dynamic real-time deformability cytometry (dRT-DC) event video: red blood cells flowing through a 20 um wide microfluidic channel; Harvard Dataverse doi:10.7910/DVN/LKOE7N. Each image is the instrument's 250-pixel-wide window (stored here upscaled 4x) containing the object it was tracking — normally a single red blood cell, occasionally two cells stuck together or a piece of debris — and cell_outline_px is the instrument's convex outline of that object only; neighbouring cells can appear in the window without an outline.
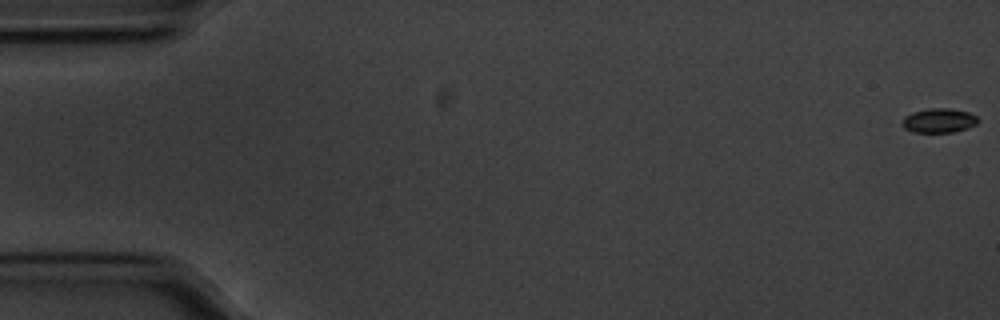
{"species": "common noctule bat (a hibernating species)", "species_latin": "Nyctalus noctula", "temperature_condition": "cold", "stored_images_in_passage": 57, "camera_frame_rate_fps": 3000, "um_per_image_px": 0.085, "animal": {"sex": "male", "body_mass_g": 20.1, "forearm_length_mm": 53.5}, "frame": {"image": 1, "passage_image": 1, "time_ms": 0.0, "image_size_px": [1000, 320], "cell_outline_px": [[980, 120], [976, 124], [968, 128], [952, 132], [912, 132], [904, 128], [900, 124], [904, 116], [912, 112], [928, 108], [948, 108], [968, 112], [976, 116]], "centroid_in_image_um": [79.78, 10.24], "position_along_channel_um": 5.2, "area_um2": 10.87}}
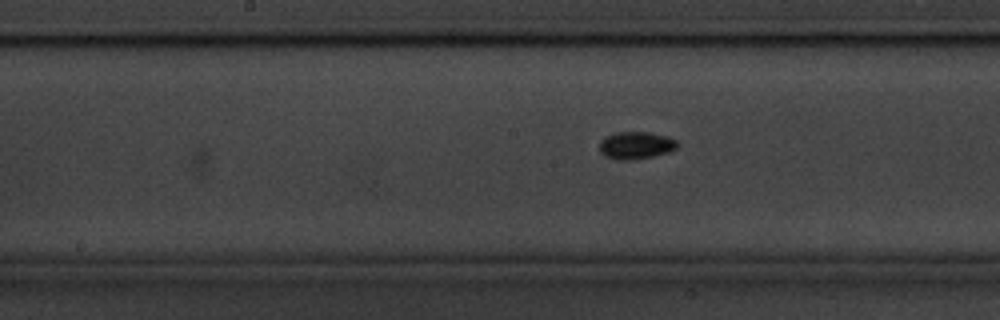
{"frame": {"image": 2, "passage_image": 29, "time_ms": 9.333, "image_size_px": [1000, 320], "cell_outline_px": [[676, 148], [668, 152], [652, 156], [632, 160], [620, 160], [604, 156], [600, 152], [600, 140], [604, 136], [612, 132], [648, 132], [668, 136], [676, 140]], "centroid_in_image_um": [54.0, 12.34], "position_along_channel_um": 194.2, "area_um2": 12.48}}
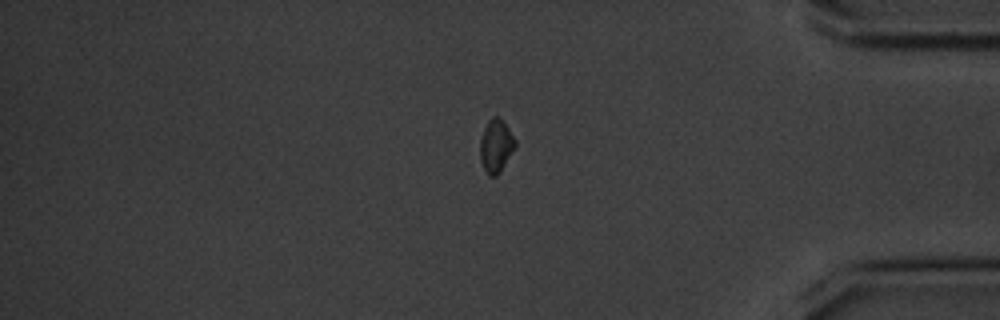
{"frame": {"image": 3, "passage_image": 48, "time_ms": 15.667, "image_size_px": [1000, 320], "cell_outline_px": [[516, 144], [500, 172], [496, 176], [488, 176], [480, 160], [480, 140], [484, 128], [488, 120], [492, 116], [500, 116], [516, 140]], "centroid_in_image_um": [42.14, 12.38], "position_along_channel_um": 393.1, "area_um2": 10.81}}